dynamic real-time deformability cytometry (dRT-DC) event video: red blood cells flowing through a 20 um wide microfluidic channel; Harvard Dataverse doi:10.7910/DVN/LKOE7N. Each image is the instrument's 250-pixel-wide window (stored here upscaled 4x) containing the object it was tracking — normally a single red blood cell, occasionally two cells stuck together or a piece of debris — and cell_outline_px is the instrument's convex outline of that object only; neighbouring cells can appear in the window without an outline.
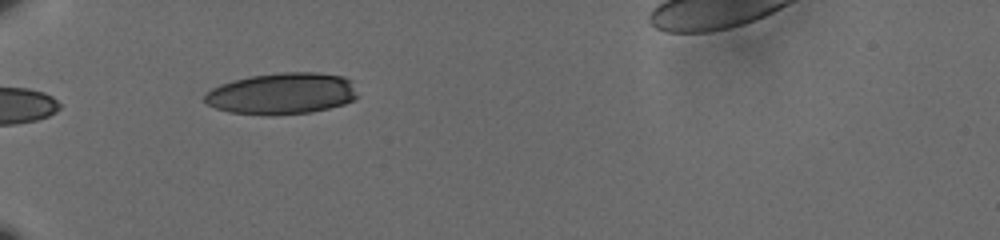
{"species": "human", "species_latin": "Homo sapiens", "temperature_condition": "cold", "stored_images_in_passage": 5, "camera_frame_rate_fps": 3000, "um_per_image_px": 0.085, "donor": {"sex": "male"}, "frame": {"image": 1, "passage_image": 1, "time_ms": 0.0, "image_size_px": [1000, 240], "cell_outline_px": [[360, 96], [356, 100], [344, 104], [312, 112], [264, 116], [228, 112], [216, 108], [208, 104], [204, 100], [204, 96], [212, 88], [220, 84], [232, 80], [252, 76], [280, 72], [316, 72], [344, 76], [352, 80]], "centroid_in_image_um": [24.02, 7.95], "position_along_channel_um": 61.0, "area_um2": 37.51}}
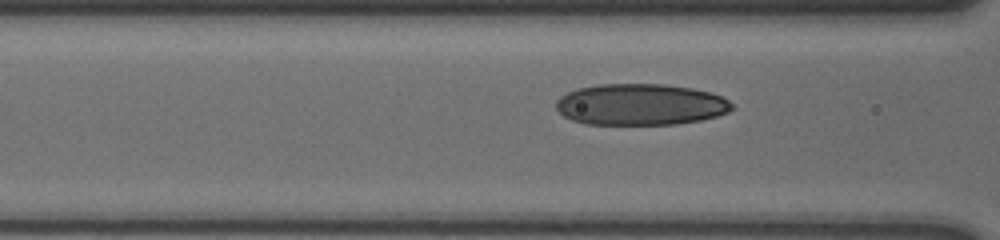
{"frame": {"image": 2, "passage_image": 3, "time_ms": 0.667, "image_size_px": [1000, 240], "cell_outline_px": [[736, 108], [728, 112], [716, 116], [700, 120], [676, 124], [588, 124], [572, 120], [564, 116], [556, 108], [556, 100], [560, 96], [576, 88], [596, 84], [664, 84], [692, 88], [712, 92], [728, 100]], "centroid_in_image_um": [54.44, 8.87], "position_along_channel_um": 112.2, "area_um2": 42.6}}